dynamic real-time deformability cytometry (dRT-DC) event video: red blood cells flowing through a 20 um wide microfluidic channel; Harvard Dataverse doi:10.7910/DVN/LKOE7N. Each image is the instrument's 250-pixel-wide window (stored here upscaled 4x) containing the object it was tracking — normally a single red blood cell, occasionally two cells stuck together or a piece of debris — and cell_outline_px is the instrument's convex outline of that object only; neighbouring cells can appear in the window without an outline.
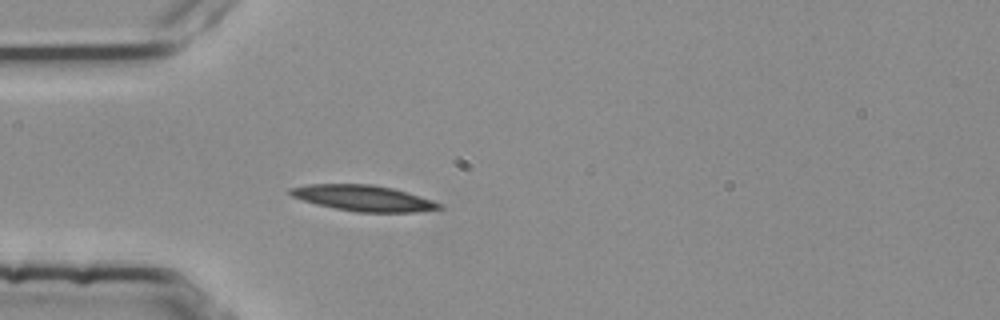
{"species": "common noctule bat (a hibernating species)", "species_latin": "Nyctalus noctula", "temperature_condition": "room temperature", "stored_images_in_passage": 3, "camera_frame_rate_fps": 3000, "um_per_image_px": 0.085, "animal": {"sex": "female", "body_mass_g": 25.1}, "frame": {"image": 1, "passage_image": 3, "time_ms": 0.667, "image_size_px": [1000, 320], "cell_outline_px": [[444, 208], [416, 212], [360, 212], [336, 208], [316, 204], [292, 196], [288, 192], [288, 188], [312, 184], [372, 184], [392, 188], [432, 200], [440, 204]], "centroid_in_image_um": [30.88, 16.84], "position_along_channel_um": 54.1, "area_um2": 22.14}}